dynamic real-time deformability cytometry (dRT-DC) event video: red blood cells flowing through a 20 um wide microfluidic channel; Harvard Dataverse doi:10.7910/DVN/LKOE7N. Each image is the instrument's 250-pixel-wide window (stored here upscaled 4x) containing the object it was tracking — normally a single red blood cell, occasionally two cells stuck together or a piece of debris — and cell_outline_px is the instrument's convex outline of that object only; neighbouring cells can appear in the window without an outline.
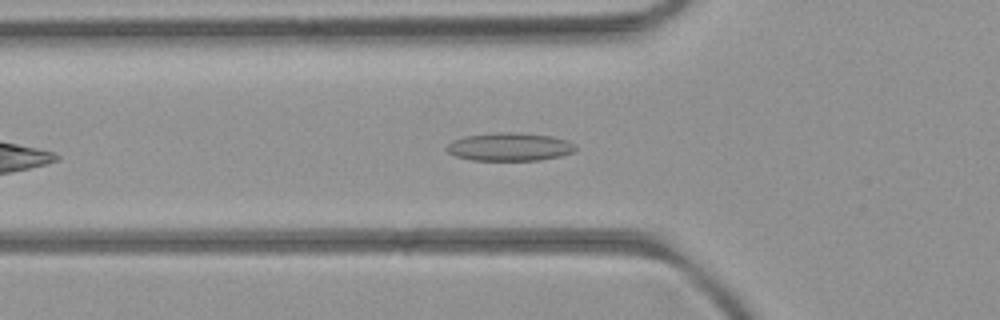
{"species": "common noctule bat (a hibernating species)", "species_latin": "Nyctalus noctula", "temperature_condition": "room temperature", "stored_images_in_passage": 28, "camera_frame_rate_fps": 3000, "um_per_image_px": 0.085, "animal": {"sex": "female", "body_mass_g": 21.9}, "frame": {"image": 1, "passage_image": 9, "time_ms": 2.667, "image_size_px": [1000, 320], "cell_outline_px": [[576, 148], [572, 152], [560, 156], [540, 160], [472, 160], [456, 156], [448, 152], [444, 148], [452, 140], [464, 136], [496, 132], [516, 132], [552, 136], [568, 140], [576, 144]], "centroid_in_image_um": [43.31, 12.47], "position_along_channel_um": 82.5, "area_um2": 21.27}}
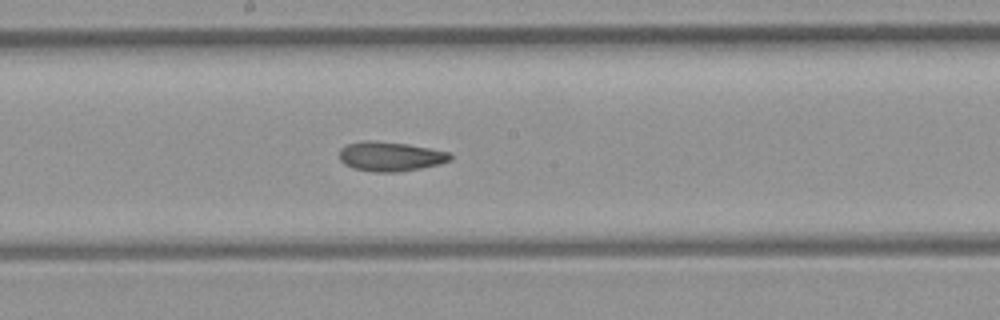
{"frame": {"image": 2, "passage_image": 19, "time_ms": 6.0, "image_size_px": [1000, 320], "cell_outline_px": [[452, 160], [440, 164], [400, 172], [372, 172], [352, 168], [344, 164], [340, 160], [340, 148], [348, 144], [364, 140], [376, 140], [408, 144], [448, 152], [452, 156]], "centroid_in_image_um": [33.16, 13.3], "position_along_channel_um": 215.0, "area_um2": 19.19}}
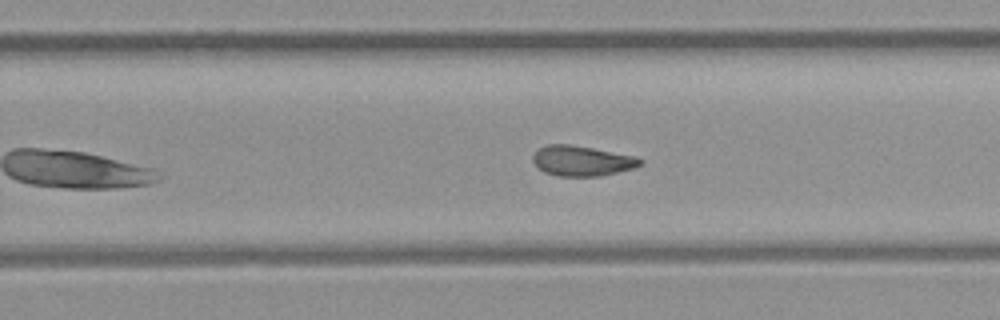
{"frame": {"image": 3, "passage_image": 24, "time_ms": 7.667, "image_size_px": [1000, 320], "cell_outline_px": [[644, 160], [640, 164], [632, 168], [600, 176], [556, 176], [544, 172], [532, 160], [532, 156], [540, 148], [548, 144], [568, 144], [592, 148], [636, 156]], "centroid_in_image_um": [49.45, 13.67], "position_along_channel_um": 280.3, "area_um2": 18.67}}